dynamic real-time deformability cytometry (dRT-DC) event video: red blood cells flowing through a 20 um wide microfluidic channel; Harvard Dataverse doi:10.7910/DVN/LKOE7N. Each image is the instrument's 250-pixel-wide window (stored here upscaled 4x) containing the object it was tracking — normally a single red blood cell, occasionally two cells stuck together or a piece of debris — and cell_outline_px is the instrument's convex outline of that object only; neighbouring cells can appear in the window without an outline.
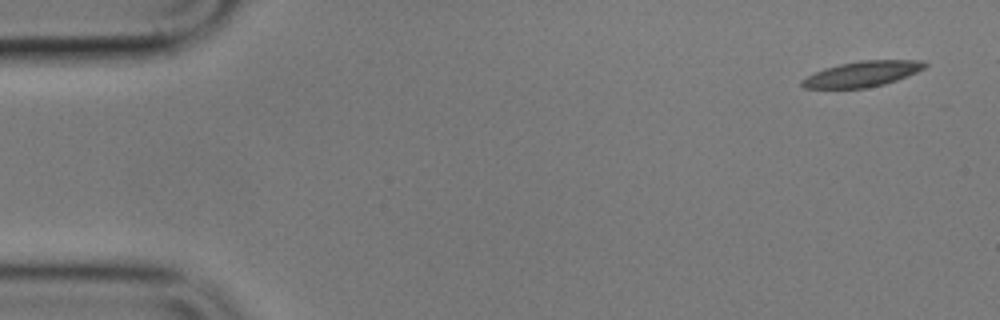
{"species": "common noctule bat (a hibernating species)", "species_latin": "Nyctalus noctula", "temperature_condition": "cold", "stored_images_in_passage": 6, "camera_frame_rate_fps": 3000, "um_per_image_px": 0.085, "animal": {"sex": "male", "body_mass_g": 17.9}, "frame": {"image": 1, "passage_image": 1, "time_ms": 0.0, "image_size_px": [1000, 320], "cell_outline_px": [[928, 64], [924, 68], [908, 76], [884, 84], [864, 88], [804, 88], [800, 84], [800, 80], [824, 68], [840, 64], [860, 60], [924, 60]], "centroid_in_image_um": [73.3, 6.28], "position_along_channel_um": 11.7, "area_um2": 18.21}}